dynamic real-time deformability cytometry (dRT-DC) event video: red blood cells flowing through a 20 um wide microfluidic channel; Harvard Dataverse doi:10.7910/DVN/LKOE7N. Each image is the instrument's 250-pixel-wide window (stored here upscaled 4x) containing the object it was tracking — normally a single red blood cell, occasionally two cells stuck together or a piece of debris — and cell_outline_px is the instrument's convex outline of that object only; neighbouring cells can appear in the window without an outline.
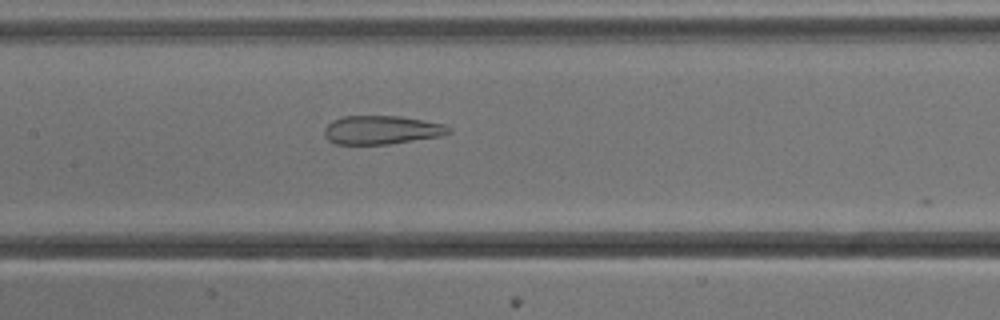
{"species": "common noctule bat (a hibernating species)", "species_latin": "Nyctalus noctula", "temperature_condition": "cold", "stored_images_in_passage": 37, "camera_frame_rate_fps": 3000, "um_per_image_px": 0.085, "animal": {"sex": "male", "body_mass_g": 13.3}, "frame": {"image": 1, "passage_image": 9, "time_ms": 2.667, "image_size_px": [1000, 320], "cell_outline_px": [[452, 132], [440, 136], [388, 144], [336, 144], [328, 140], [324, 136], [324, 128], [332, 120], [344, 116], [400, 116], [444, 124], [452, 128]], "centroid_in_image_um": [32.42, 11.04], "position_along_channel_um": 175.0, "area_um2": 20.75}}
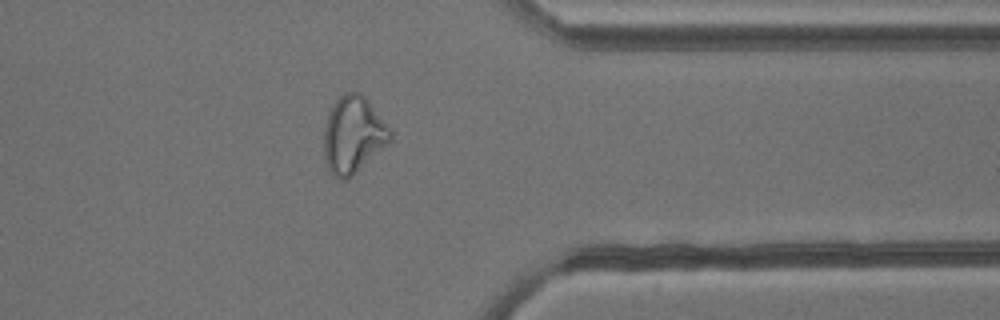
{"frame": {"image": 2, "passage_image": 26, "time_ms": 8.333, "image_size_px": [1000, 320], "cell_outline_px": [[392, 140], [344, 180], [340, 180], [328, 168], [324, 156], [324, 128], [328, 116], [336, 100], [344, 92], [360, 92], [364, 96], [392, 128]], "centroid_in_image_um": [30.04, 11.41], "position_along_channel_um": 381.4, "area_um2": 29.13}}
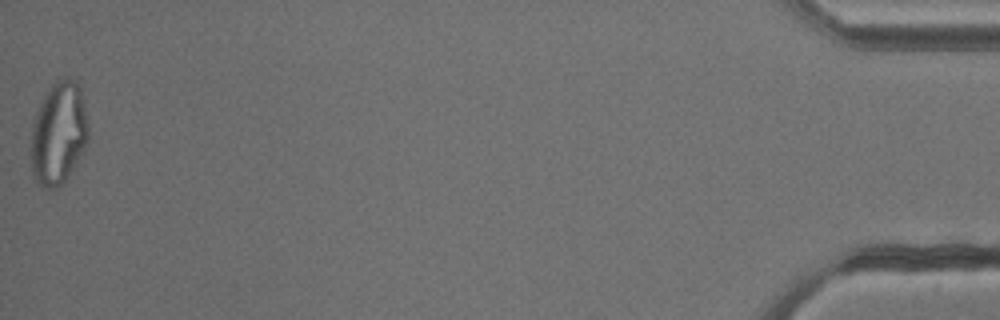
{"frame": {"image": 3, "passage_image": 37, "time_ms": 12.0, "image_size_px": [1000, 320], "cell_outline_px": [[88, 140], [84, 152], [76, 164], [64, 180], [60, 184], [52, 188], [44, 188], [36, 184], [32, 176], [32, 124], [36, 112], [44, 96], [52, 84], [56, 80], [76, 80], [80, 88], [84, 100], [88, 128]], "centroid_in_image_um": [4.99, 11.35], "position_along_channel_um": 430.2, "area_um2": 34.1}, "authors_computed_cell_mechanics": {"area_um2": 22.253, "velocity_mm_per_s": 3.8421, "shape_relaxation_time_tau1_ms": null, "shape_relaxation_time_tau2_ms": 1.2331, "deformation_change_tau1": null, "deformation_change_tau2": 0.12}}